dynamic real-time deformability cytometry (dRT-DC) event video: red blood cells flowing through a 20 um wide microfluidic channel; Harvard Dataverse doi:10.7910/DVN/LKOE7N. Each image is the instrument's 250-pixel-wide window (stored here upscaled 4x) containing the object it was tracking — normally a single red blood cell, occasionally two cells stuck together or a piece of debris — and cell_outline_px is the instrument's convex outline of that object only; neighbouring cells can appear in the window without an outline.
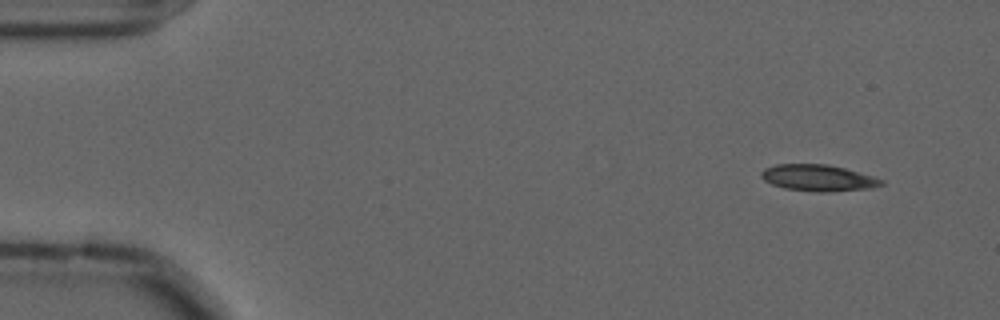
{"species": "common noctule bat (a hibernating species)", "species_latin": "Nyctalus noctula", "temperature_condition": "cold", "stored_images_in_passage": 53, "camera_frame_rate_fps": 3000, "um_per_image_px": 0.085, "animal": {"sex": "male", "forearm_length_mm": 52.5}, "frame": {"image": 1, "passage_image": 1, "time_ms": 0.0, "image_size_px": [1000, 320], "cell_outline_px": [[884, 184], [872, 188], [828, 192], [820, 192], [784, 188], [772, 184], [764, 180], [760, 176], [760, 172], [764, 168], [776, 164], [828, 164], [844, 168], [872, 176], [884, 180]], "centroid_in_image_um": [69.53, 15.12], "position_along_channel_um": 15.5, "area_um2": 18.5}}
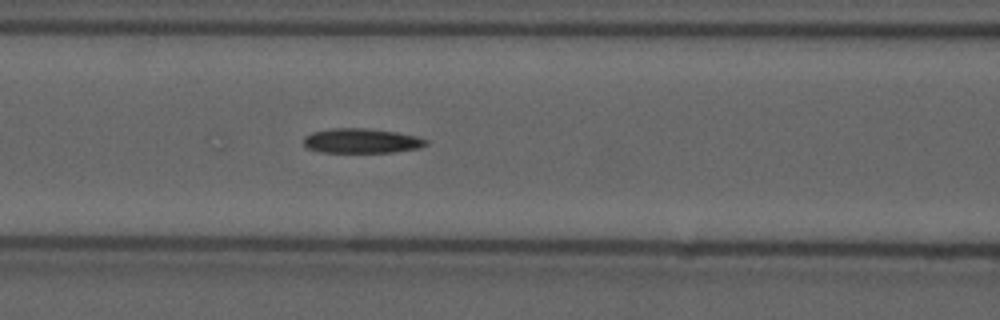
{"frame": {"image": 2, "passage_image": 20, "time_ms": 6.333, "image_size_px": [1000, 320], "cell_outline_px": [[428, 144], [420, 148], [392, 152], [320, 152], [308, 148], [304, 144], [304, 136], [312, 132], [332, 128], [364, 128], [396, 132], [416, 136], [428, 140]], "centroid_in_image_um": [30.73, 11.97], "position_along_channel_um": 135.9, "area_um2": 17.57}}
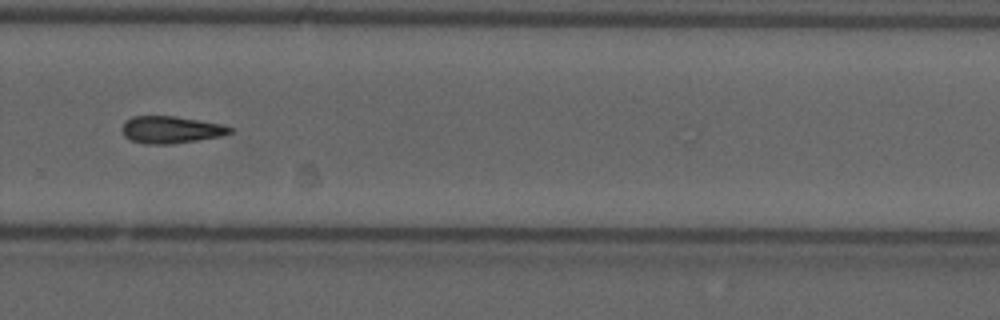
{"frame": {"image": 3, "passage_image": 35, "time_ms": 11.333, "image_size_px": [1000, 320], "cell_outline_px": [[236, 128], [232, 132], [220, 136], [172, 144], [144, 144], [132, 140], [124, 136], [120, 128], [124, 120], [132, 116], [176, 116], [224, 124]], "centroid_in_image_um": [14.52, 11.01], "position_along_channel_um": 315.3, "area_um2": 17.34}}